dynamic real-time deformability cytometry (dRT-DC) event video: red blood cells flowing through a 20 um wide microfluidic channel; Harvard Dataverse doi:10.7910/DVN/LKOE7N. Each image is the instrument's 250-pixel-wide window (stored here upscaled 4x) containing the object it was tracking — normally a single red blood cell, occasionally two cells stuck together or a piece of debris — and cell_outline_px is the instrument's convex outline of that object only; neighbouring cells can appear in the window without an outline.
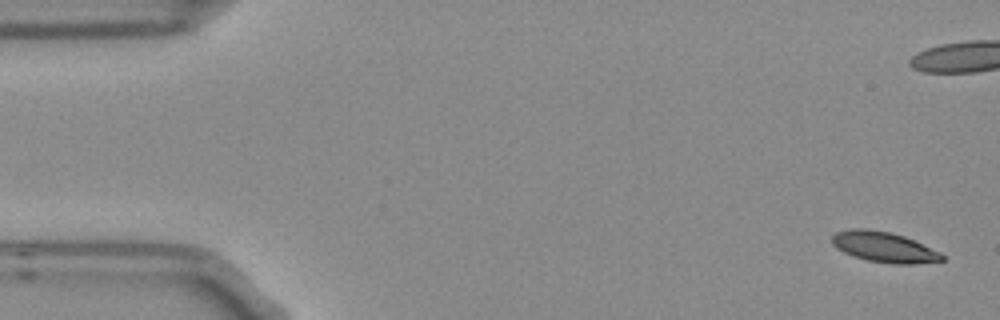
{"species": "Egyptian fruit bat (a non-hibernating species)", "species_latin": "Rousettus aegyptiacus", "temperature_condition": "room temperature", "stored_images_in_passage": 5, "camera_frame_rate_fps": 3000, "um_per_image_px": 0.085, "frame": {"image": 1, "passage_image": 1, "time_ms": 0.0, "image_size_px": [1000, 320], "cell_outline_px": [[944, 260], [916, 264], [892, 264], [868, 260], [844, 252], [836, 248], [832, 244], [832, 236], [836, 232], [852, 228], [868, 228], [888, 232], [904, 236], [940, 252], [944, 256]], "centroid_in_image_um": [75.13, 20.99], "position_along_channel_um": 9.9, "area_um2": 19.36}}